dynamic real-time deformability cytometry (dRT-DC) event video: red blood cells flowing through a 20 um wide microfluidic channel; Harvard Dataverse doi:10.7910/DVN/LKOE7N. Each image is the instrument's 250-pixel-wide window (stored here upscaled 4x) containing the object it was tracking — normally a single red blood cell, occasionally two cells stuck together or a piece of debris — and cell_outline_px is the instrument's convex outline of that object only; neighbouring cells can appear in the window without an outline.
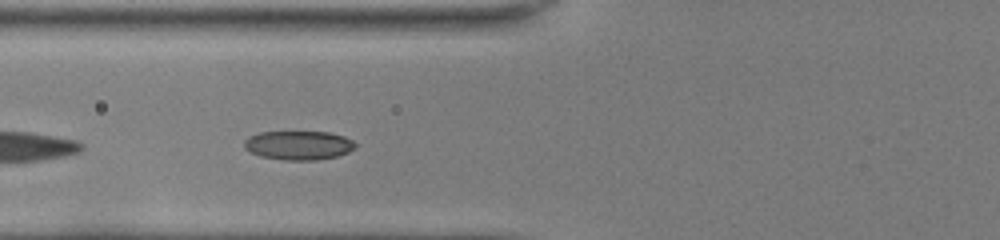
{"species": "common noctule bat (a hibernating species)", "species_latin": "Nyctalus noctula", "temperature_condition": "room temperature", "stored_images_in_passage": 9, "camera_frame_rate_fps": 3000, "um_per_image_px": 0.085, "animal": {"sex": "female", "body_mass_g": 22.0, "forearm_length_mm": 56.7}, "frame": {"image": 1, "passage_image": 6, "time_ms": 1.667, "image_size_px": [1000, 240], "cell_outline_px": [[356, 148], [348, 152], [336, 156], [316, 160], [284, 160], [260, 156], [244, 148], [244, 140], [248, 136], [260, 132], [328, 132], [344, 136], [352, 140], [356, 144]], "centroid_in_image_um": [25.37, 12.34], "position_along_channel_um": 100.4, "area_um2": 18.79}}